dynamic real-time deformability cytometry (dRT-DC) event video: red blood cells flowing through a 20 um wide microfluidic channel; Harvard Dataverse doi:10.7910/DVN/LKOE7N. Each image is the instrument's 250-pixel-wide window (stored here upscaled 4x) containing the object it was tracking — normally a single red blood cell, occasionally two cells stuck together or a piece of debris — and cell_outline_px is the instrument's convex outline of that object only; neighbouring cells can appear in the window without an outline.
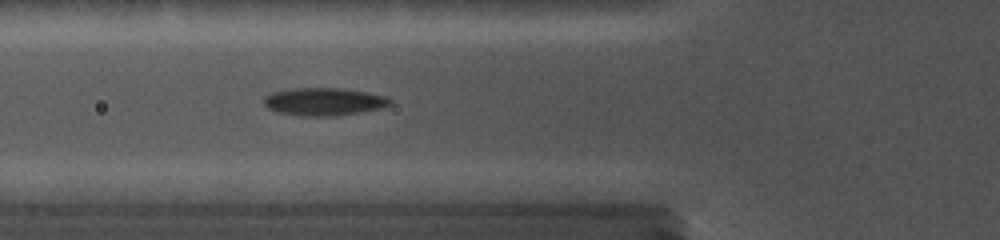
{"species": "common noctule bat (a hibernating species)", "species_latin": "Nyctalus noctula", "temperature_condition": "cold", "stored_images_in_passage": 35, "camera_frame_rate_fps": 5000, "um_per_image_px": 0.085, "animal": {"sex": "female", "body_mass_g": 19.0, "forearm_length_mm": 56.7}, "frame": {"image": 1, "passage_image": 13, "time_ms": 6.2, "image_size_px": [1000, 240], "cell_outline_px": [[392, 104], [384, 108], [336, 116], [300, 116], [276, 112], [268, 108], [264, 104], [264, 96], [272, 92], [288, 88], [344, 88], [368, 92], [388, 96], [392, 100]], "centroid_in_image_um": [27.56, 8.64], "position_along_channel_um": 98.2, "area_um2": 20.87}}
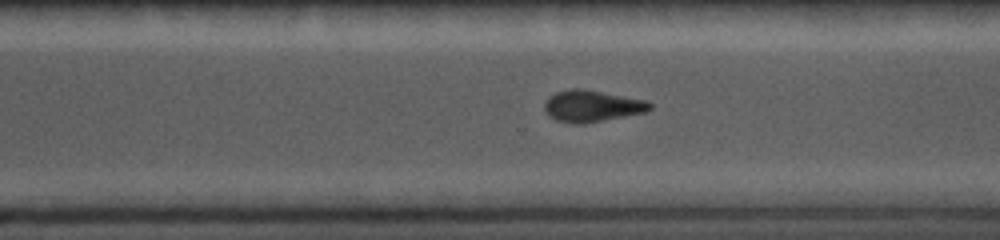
{"frame": {"image": 2, "passage_image": 25, "time_ms": 12.0, "image_size_px": [1000, 240], "cell_outline_px": [[652, 108], [648, 112], [584, 124], [572, 124], [556, 120], [548, 116], [544, 112], [544, 104], [548, 96], [556, 92], [572, 88], [584, 88], [644, 100], [652, 104]], "centroid_in_image_um": [50.28, 9.02], "position_along_channel_um": 320.3, "area_um2": 19.71}}
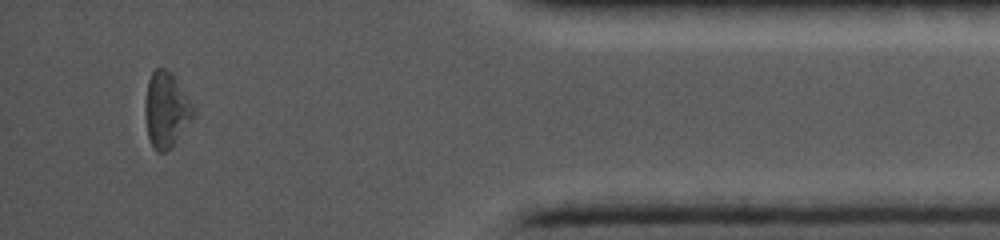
{"frame": {"image": 3, "passage_image": 33, "time_ms": 15.4, "image_size_px": [1000, 240], "cell_outline_px": [[196, 116], [172, 144], [164, 152], [156, 152], [148, 136], [144, 116], [144, 104], [148, 80], [152, 72], [156, 68], [164, 68], [176, 80], [196, 108]], "centroid_in_image_um": [14.12, 9.33], "position_along_channel_um": 421.1, "area_um2": 21.04}}